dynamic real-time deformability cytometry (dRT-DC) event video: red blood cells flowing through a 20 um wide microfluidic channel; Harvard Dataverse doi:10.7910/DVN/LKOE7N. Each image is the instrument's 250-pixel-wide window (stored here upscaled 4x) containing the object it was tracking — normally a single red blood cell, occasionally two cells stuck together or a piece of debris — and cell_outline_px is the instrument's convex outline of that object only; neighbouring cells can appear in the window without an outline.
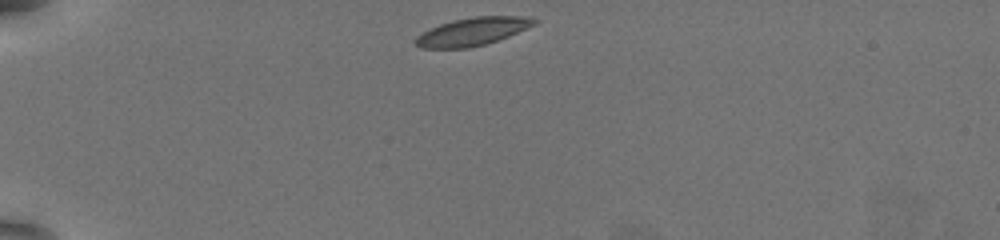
{"species": "common noctule bat (a hibernating species)", "species_latin": "Nyctalus noctula", "temperature_condition": "warm", "stored_images_in_passage": 36, "camera_frame_rate_fps": 3000, "um_per_image_px": 0.085, "animal": {"sex": "female", "body_mass_g": 19.5, "forearm_length_mm": 54.1}, "frame": {"image": 1, "passage_image": 1, "time_ms": 0.0, "image_size_px": [1000, 240], "cell_outline_px": [[540, 20], [536, 24], [508, 36], [484, 44], [468, 48], [420, 48], [416, 44], [416, 36], [440, 24], [452, 20], [476, 16], [528, 16]], "centroid_in_image_um": [40.2, 2.67], "position_along_channel_um": 44.8, "area_um2": 19.13}}
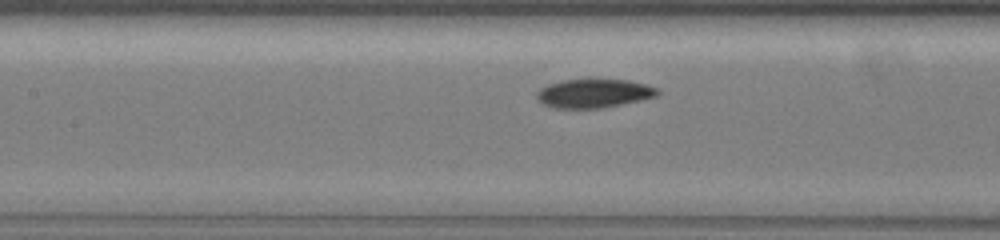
{"frame": {"image": 2, "passage_image": 14, "time_ms": 4.333, "image_size_px": [1000, 240], "cell_outline_px": [[660, 92], [656, 96], [640, 100], [600, 108], [556, 108], [544, 104], [536, 96], [536, 92], [540, 88], [548, 84], [564, 80], [628, 80], [648, 84], [656, 88]], "centroid_in_image_um": [50.48, 7.93], "position_along_channel_um": 156.9, "area_um2": 19.94}}
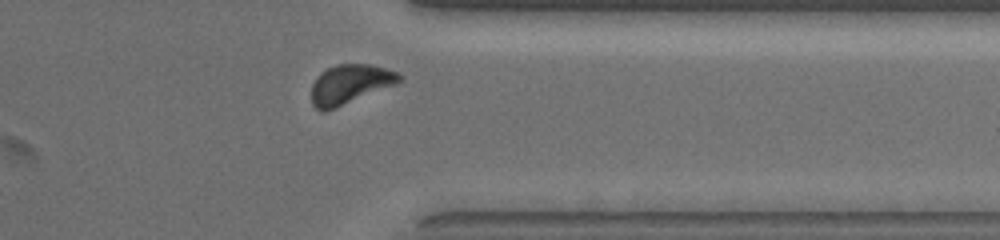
{"frame": {"image": 3, "passage_image": 32, "time_ms": 10.333, "image_size_px": [1000, 240], "cell_outline_px": [[404, 76], [396, 84], [324, 112], [320, 112], [312, 104], [312, 84], [316, 76], [320, 72], [336, 64], [368, 64], [400, 72]], "centroid_in_image_um": [29.73, 7.15], "position_along_channel_um": 381.7, "area_um2": 20.11}, "authors_computed_cell_mechanics": {"area_um2": 20.0566, "velocity_mm_per_s": 3.7671, "shape_relaxation_time_tau1_ms": 2.6134, "shape_relaxation_time_tau2_ms": 3.8567, "deformation_change_tau1": 0.0851, "deformation_change_tau2": 0.0661}}